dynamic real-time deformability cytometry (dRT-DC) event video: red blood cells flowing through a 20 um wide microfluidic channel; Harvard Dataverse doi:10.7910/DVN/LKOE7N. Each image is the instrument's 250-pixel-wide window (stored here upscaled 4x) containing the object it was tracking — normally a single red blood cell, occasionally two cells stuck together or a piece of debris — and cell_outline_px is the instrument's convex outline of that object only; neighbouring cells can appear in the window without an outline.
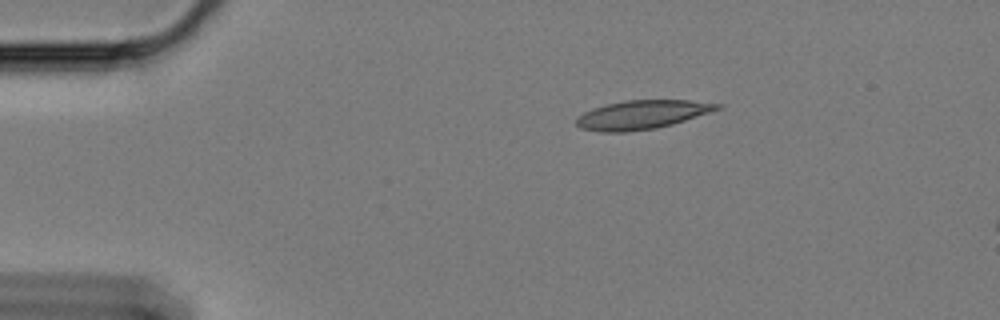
{"species": "Egyptian fruit bat (a non-hibernating species)", "species_latin": "Rousettus aegyptiacus", "temperature_condition": "cold", "stored_images_in_passage": 8, "camera_frame_rate_fps": 3000, "um_per_image_px": 0.085, "animal": {"sex": "female"}, "frame": {"image": 1, "passage_image": 1, "time_ms": 0.0, "image_size_px": [1000, 320], "cell_outline_px": [[724, 108], [672, 124], [656, 128], [624, 132], [600, 132], [580, 128], [576, 124], [576, 116], [592, 108], [624, 100], [688, 100], [724, 104]], "centroid_in_image_um": [54.58, 9.74], "position_along_channel_um": 30.4, "area_um2": 23.76}}